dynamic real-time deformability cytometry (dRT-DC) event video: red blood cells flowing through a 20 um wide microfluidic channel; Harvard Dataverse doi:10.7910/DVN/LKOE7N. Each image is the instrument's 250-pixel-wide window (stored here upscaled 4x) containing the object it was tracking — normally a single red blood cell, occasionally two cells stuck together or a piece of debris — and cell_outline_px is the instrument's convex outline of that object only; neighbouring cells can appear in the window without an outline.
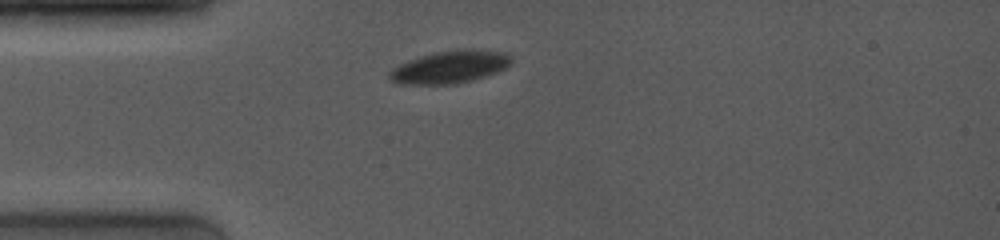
{"species": "common noctule bat (a hibernating species)", "species_latin": "Nyctalus noctula", "temperature_condition": "room temperature", "stored_images_in_passage": 18, "camera_frame_rate_fps": 4000, "um_per_image_px": 0.085, "animal": {"sex": "female", "body_mass_g": 19.0, "forearm_length_mm": 53.3}, "frame": {"image": 1, "passage_image": 3, "time_ms": 1.75, "image_size_px": [1000, 240], "cell_outline_px": [[512, 64], [496, 72], [472, 80], [456, 84], [396, 84], [388, 76], [388, 72], [392, 68], [408, 60], [432, 52], [456, 48], [472, 48], [508, 52], [512, 56]], "centroid_in_image_um": [38.27, 5.66], "position_along_channel_um": 46.7, "area_um2": 23.64}}
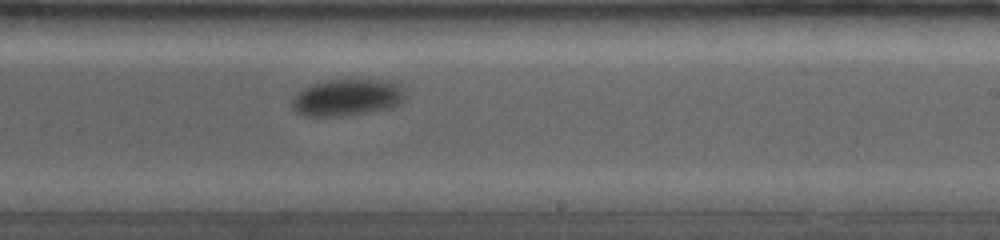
{"frame": {"image": 2, "passage_image": 18, "time_ms": 7.75, "image_size_px": [1000, 240], "cell_outline_px": [[404, 96], [396, 104], [388, 108], [368, 112], [344, 116], [304, 116], [296, 112], [292, 108], [292, 100], [304, 88], [312, 84], [328, 80], [384, 80], [396, 84], [400, 88]], "centroid_in_image_um": [29.43, 8.3], "position_along_channel_um": 259.6, "area_um2": 23.64}}